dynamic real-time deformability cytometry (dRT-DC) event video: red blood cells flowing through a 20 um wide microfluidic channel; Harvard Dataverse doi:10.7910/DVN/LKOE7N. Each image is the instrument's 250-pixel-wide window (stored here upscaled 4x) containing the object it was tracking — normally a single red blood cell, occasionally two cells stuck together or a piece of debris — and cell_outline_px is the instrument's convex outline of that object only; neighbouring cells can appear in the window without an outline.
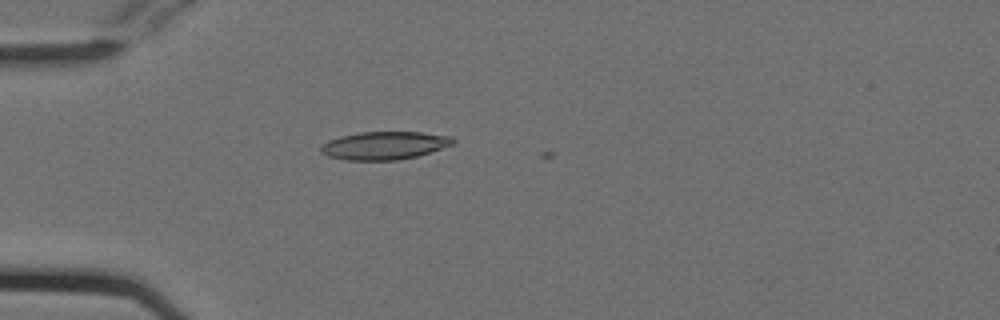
{"species": "Egyptian fruit bat (a non-hibernating species)", "species_latin": "Rousettus aegyptiacus", "temperature_condition": "cold", "stored_images_in_passage": 8, "camera_frame_rate_fps": 3000, "um_per_image_px": 0.085, "animal": {"sex": "female"}, "frame": {"image": 1, "passage_image": 7, "time_ms": 2.0, "image_size_px": [1000, 320], "cell_outline_px": [[456, 140], [452, 144], [416, 156], [396, 160], [344, 160], [328, 156], [320, 152], [320, 144], [328, 140], [340, 136], [360, 132], [420, 132], [452, 136]], "centroid_in_image_um": [32.61, 12.36], "position_along_channel_um": 52.4, "area_um2": 21.5}}